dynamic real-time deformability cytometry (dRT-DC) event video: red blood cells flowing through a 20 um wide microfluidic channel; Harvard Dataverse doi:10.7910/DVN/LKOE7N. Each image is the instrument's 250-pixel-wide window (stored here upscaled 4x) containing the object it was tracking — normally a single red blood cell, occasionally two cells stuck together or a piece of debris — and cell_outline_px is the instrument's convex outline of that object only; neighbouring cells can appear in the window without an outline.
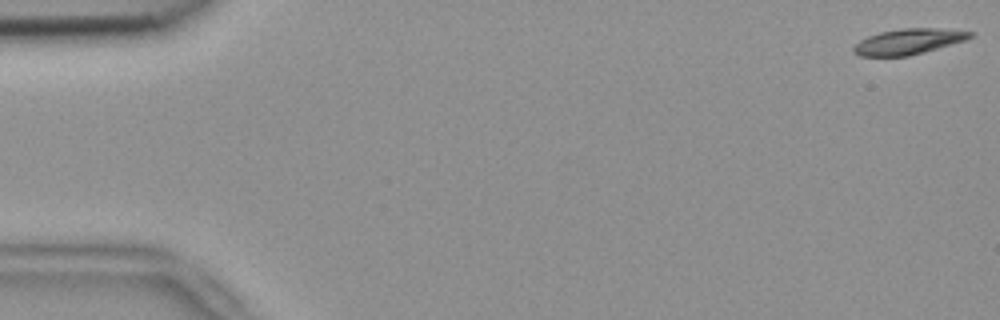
{"species": "common noctule bat (a hibernating species)", "species_latin": "Nyctalus noctula", "temperature_condition": "room temperature", "stored_images_in_passage": 54, "camera_frame_rate_fps": 3000, "um_per_image_px": 0.085, "animal": {"sex": "female", "body_mass_g": 18.4}, "frame": {"image": 1, "passage_image": 1, "time_ms": 0.0, "image_size_px": [1000, 320], "cell_outline_px": [[976, 32], [972, 36], [964, 40], [924, 52], [908, 56], [860, 56], [852, 52], [852, 48], [860, 40], [868, 36], [880, 32], [900, 28], [936, 28]], "centroid_in_image_um": [77.18, 3.53], "position_along_channel_um": 7.8, "area_um2": 17.28}}
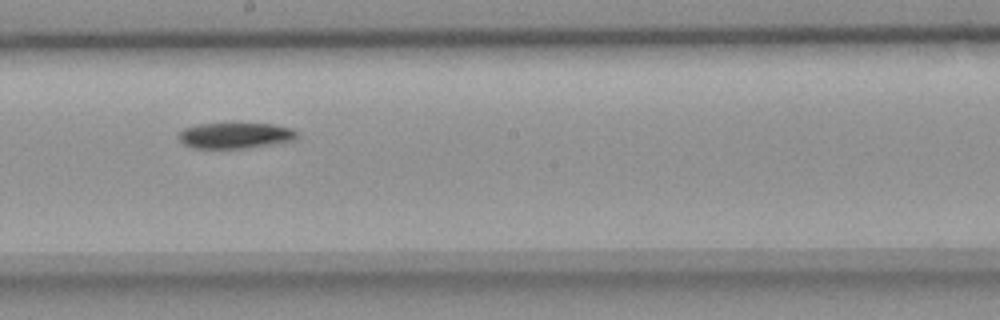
{"frame": {"image": 2, "passage_image": 30, "time_ms": 9.667, "image_size_px": [1000, 320], "cell_outline_px": [[300, 136], [296, 140], [248, 148], [192, 148], [184, 144], [176, 136], [184, 128], [200, 124], [272, 124], [292, 128]], "centroid_in_image_um": [20.02, 11.53], "position_along_channel_um": 228.2, "area_um2": 17.8}}
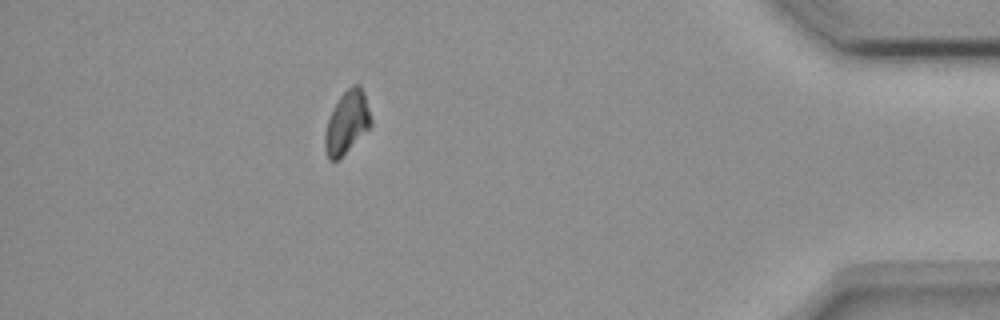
{"frame": {"image": 3, "passage_image": 48, "time_ms": 15.667, "image_size_px": [1000, 320], "cell_outline_px": [[372, 124], [336, 160], [328, 160], [324, 148], [324, 136], [328, 120], [340, 96], [352, 84], [360, 84], [364, 92], [372, 120]], "centroid_in_image_um": [29.48, 10.36], "position_along_channel_um": 405.7, "area_um2": 16.24}, "authors_computed_cell_mechanics": {"area_um2": 17.9758, "velocity_mm_per_s": 3.7671, "shape_relaxation_time_tau1_ms": 5.4658, "shape_relaxation_time_tau2_ms": null, "deformation_change_tau1": 0.1206, "deformation_change_tau2": null}}